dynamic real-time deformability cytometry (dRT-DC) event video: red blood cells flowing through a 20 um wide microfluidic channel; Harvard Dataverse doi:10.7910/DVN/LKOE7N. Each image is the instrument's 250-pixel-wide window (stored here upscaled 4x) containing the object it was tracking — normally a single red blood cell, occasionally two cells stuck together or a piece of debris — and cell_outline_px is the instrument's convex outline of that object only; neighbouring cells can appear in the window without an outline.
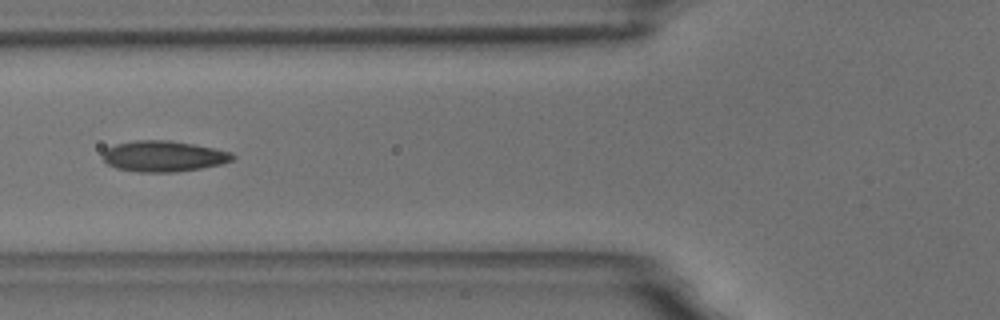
{"species": "common noctule bat (a hibernating species)", "species_latin": "Nyctalus noctula", "temperature_condition": "room temperature", "stored_images_in_passage": 4, "camera_frame_rate_fps": 3000, "um_per_image_px": 0.085, "animal": {"sex": "male", "body_mass_g": 18.8}, "frame": {"image": 1, "passage_image": 2, "time_ms": 1.333, "image_size_px": [1000, 320], "cell_outline_px": [[236, 156], [232, 160], [220, 164], [200, 168], [176, 172], [136, 172], [116, 168], [108, 164], [104, 160], [104, 152], [108, 148], [116, 144], [136, 140], [168, 140], [192, 144], [232, 152]], "centroid_in_image_um": [13.9, 13.28], "position_along_channel_um": 111.9, "area_um2": 23.12}}